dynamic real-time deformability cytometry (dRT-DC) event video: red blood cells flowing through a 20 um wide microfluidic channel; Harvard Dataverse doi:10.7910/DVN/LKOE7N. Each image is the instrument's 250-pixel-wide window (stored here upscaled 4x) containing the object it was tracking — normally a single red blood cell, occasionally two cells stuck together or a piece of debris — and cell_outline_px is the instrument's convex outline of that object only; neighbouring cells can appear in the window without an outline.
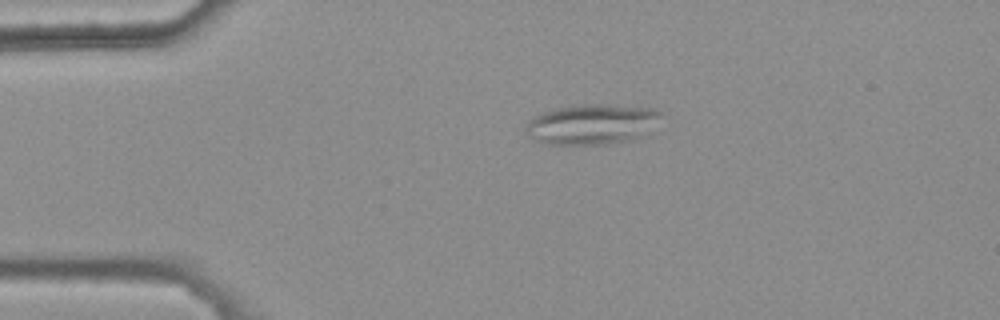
{"species": "common noctule bat (a hibernating species)", "species_latin": "Nyctalus noctula", "temperature_condition": "warm", "stored_images_in_passage": 38, "camera_frame_rate_fps": 3000, "um_per_image_px": 0.085, "animal": {"sex": "female", "body_mass_g": 25.1}, "frame": {"image": 1, "passage_image": 1, "time_ms": 0.0, "image_size_px": [1000, 320], "cell_outline_px": [[660, 112], [636, 136], [624, 140], [608, 144], [544, 144], [528, 136], [524, 132], [524, 128], [536, 116], [544, 112], [556, 108], [584, 104], [608, 104], [656, 108]], "centroid_in_image_um": [50.13, 10.54], "position_along_channel_um": 34.9, "area_um2": 30.4}}
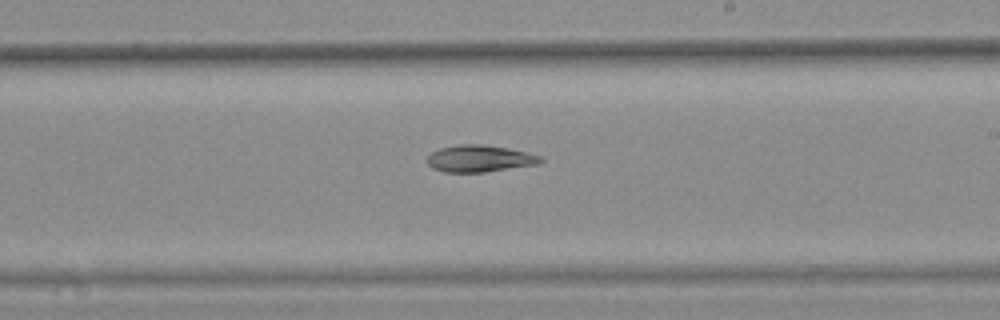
{"frame": {"image": 2, "passage_image": 21, "time_ms": 6.667, "image_size_px": [1000, 320], "cell_outline_px": [[544, 160], [536, 164], [484, 172], [444, 172], [432, 168], [428, 164], [428, 156], [432, 152], [440, 148], [460, 144], [480, 144], [528, 152], [540, 156]], "centroid_in_image_um": [40.74, 13.48], "position_along_channel_um": 248.3, "area_um2": 17.46}}
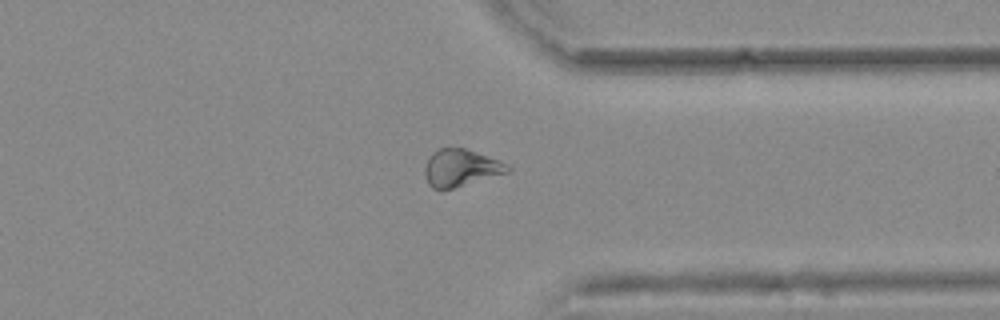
{"frame": {"image": 3, "passage_image": 31, "time_ms": 10.0, "image_size_px": [1000, 320], "cell_outline_px": [[512, 168], [508, 172], [452, 188], [432, 188], [428, 184], [424, 172], [424, 164], [428, 156], [432, 152], [440, 148], [464, 148], [496, 160]], "centroid_in_image_um": [39.08, 14.26], "position_along_channel_um": 372.3, "area_um2": 17.46}}